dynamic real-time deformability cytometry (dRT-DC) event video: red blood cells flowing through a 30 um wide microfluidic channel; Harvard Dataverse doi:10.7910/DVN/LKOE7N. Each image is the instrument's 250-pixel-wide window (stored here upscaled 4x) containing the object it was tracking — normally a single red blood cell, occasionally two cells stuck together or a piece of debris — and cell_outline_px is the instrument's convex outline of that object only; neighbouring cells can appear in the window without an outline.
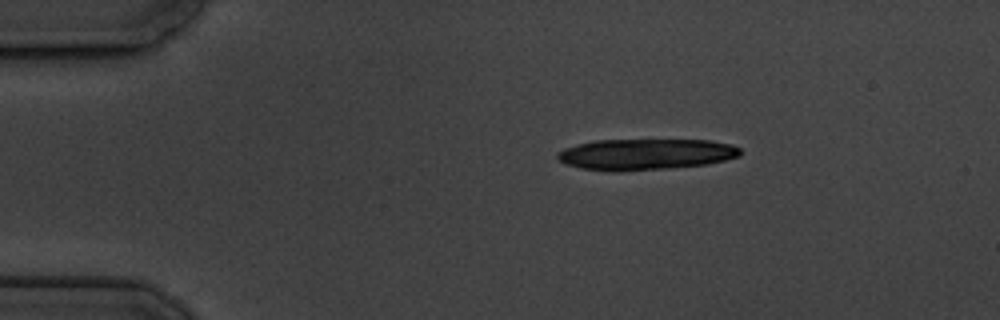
{"species": "common noctule bat (a hibernating species)", "species_latin": "Nyctalus noctula", "temperature_condition": "cold", "stored_images_in_passage": 4, "camera_frame_rate_fps": 3000, "um_per_image_px": 0.085, "animal": {"sex": "male", "body_mass_g": 19.5, "forearm_length_mm": 54.6}, "frame": {"image": 1, "passage_image": 1, "time_ms": 0.0, "image_size_px": [1000, 320], "cell_outline_px": [[740, 156], [724, 160], [704, 164], [668, 168], [580, 168], [564, 164], [556, 156], [556, 152], [564, 148], [576, 144], [596, 140], [712, 140], [732, 144], [740, 148]], "centroid_in_image_um": [54.92, 13.06], "position_along_channel_um": 30.1, "area_um2": 31.96}}